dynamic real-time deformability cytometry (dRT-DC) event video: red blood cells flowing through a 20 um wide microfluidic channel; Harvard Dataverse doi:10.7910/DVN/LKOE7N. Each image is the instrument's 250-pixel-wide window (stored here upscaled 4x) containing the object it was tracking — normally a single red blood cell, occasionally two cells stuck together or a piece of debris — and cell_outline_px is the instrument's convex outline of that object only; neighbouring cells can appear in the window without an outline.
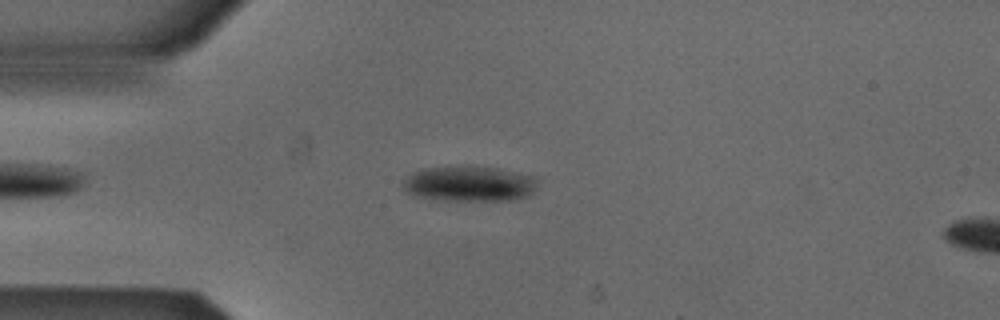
{"species": "Egyptian fruit bat (a non-hibernating species)", "species_latin": "Rousettus aegyptiacus", "temperature_condition": "cold", "stored_images_in_passage": 4, "camera_frame_rate_fps": 3000, "um_per_image_px": 0.085, "animal": {"sex": "male"}, "frame": {"image": 1, "passage_image": 3, "time_ms": 0.667, "image_size_px": [1000, 320], "cell_outline_px": [[540, 180], [536, 188], [528, 196], [512, 200], [444, 200], [412, 196], [404, 192], [400, 188], [400, 184], [412, 172], [424, 168], [464, 164], [496, 168], [536, 176]], "centroid_in_image_um": [39.85, 15.6], "position_along_channel_um": 45.1, "area_um2": 28.67}}